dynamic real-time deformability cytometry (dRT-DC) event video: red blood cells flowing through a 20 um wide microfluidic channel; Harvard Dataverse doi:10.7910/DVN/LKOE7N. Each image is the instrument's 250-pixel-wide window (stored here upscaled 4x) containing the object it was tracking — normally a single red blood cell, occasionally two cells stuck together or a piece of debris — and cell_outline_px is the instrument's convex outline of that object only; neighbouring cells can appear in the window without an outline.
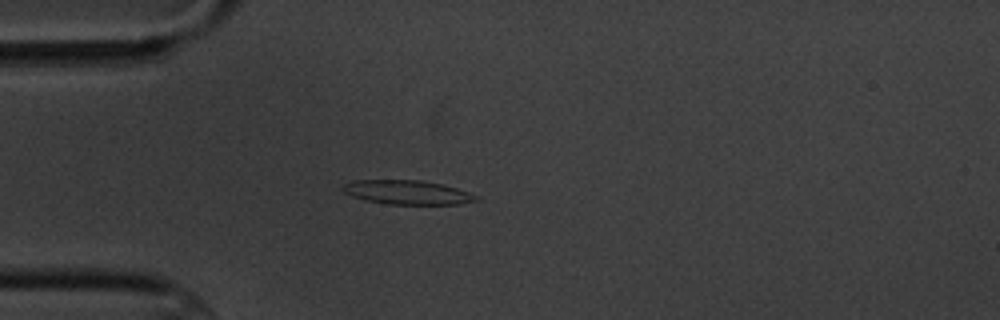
{"species": "common noctule bat (a hibernating species)", "species_latin": "Nyctalus noctula", "temperature_condition": "cold", "stored_images_in_passage": 3, "camera_frame_rate_fps": 3000, "um_per_image_px": 0.085, "animal": {"sex": "male", "body_mass_g": 20.1, "forearm_length_mm": 53.5}, "frame": {"image": 1, "passage_image": 3, "time_ms": 3.0, "image_size_px": [1000, 320], "cell_outline_px": [[480, 200], [460, 204], [388, 204], [368, 200], [352, 196], [344, 192], [340, 188], [344, 184], [352, 180], [420, 180], [444, 184], [480, 196]], "centroid_in_image_um": [34.65, 16.34], "position_along_channel_um": 50.3, "area_um2": 18.79}}